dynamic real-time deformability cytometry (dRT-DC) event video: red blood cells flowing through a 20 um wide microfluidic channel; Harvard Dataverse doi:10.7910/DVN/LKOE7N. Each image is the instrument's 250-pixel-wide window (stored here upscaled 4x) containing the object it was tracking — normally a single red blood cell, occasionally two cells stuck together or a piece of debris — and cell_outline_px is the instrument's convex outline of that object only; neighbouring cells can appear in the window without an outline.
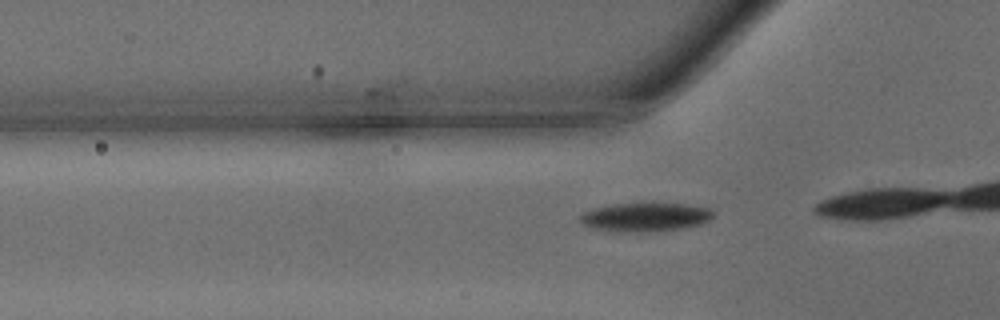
{"species": "common noctule bat (a hibernating species)", "species_latin": "Nyctalus noctula", "temperature_condition": "warm", "stored_images_in_passage": 16, "camera_frame_rate_fps": 3000, "um_per_image_px": 0.085, "animal": {"sex": "male", "body_mass_g": 15.6}, "frame": {"image": 1, "passage_image": 12, "time_ms": 3.667, "image_size_px": [1000, 320], "cell_outline_px": [[716, 212], [708, 220], [700, 224], [680, 228], [648, 232], [640, 232], [596, 228], [580, 224], [580, 212], [612, 204], [688, 204], [712, 208]], "centroid_in_image_um": [54.88, 18.43], "position_along_channel_um": 70.9, "area_um2": 21.91}}